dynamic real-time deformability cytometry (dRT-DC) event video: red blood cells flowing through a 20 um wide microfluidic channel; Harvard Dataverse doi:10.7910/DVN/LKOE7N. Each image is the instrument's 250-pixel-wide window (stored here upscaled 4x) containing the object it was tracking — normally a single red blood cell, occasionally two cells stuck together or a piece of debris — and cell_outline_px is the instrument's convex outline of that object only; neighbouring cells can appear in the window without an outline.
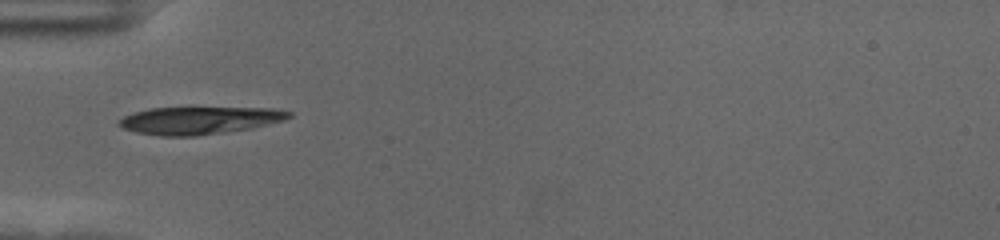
{"species": "human", "species_latin": "Homo sapiens", "temperature_condition": "cold", "stored_images_in_passage": 39, "camera_frame_rate_fps": 3000, "um_per_image_px": 0.085, "donor": {"sex": "female"}, "frame": {"image": 1, "passage_image": 1, "time_ms": 0.0, "image_size_px": [1000, 240], "cell_outline_px": [[292, 116], [284, 120], [252, 128], [196, 136], [160, 136], [136, 132], [124, 128], [116, 124], [124, 116], [132, 112], [148, 108], [272, 108], [292, 112]], "centroid_in_image_um": [16.93, 10.23], "position_along_channel_um": 68.1, "area_um2": 27.17}}
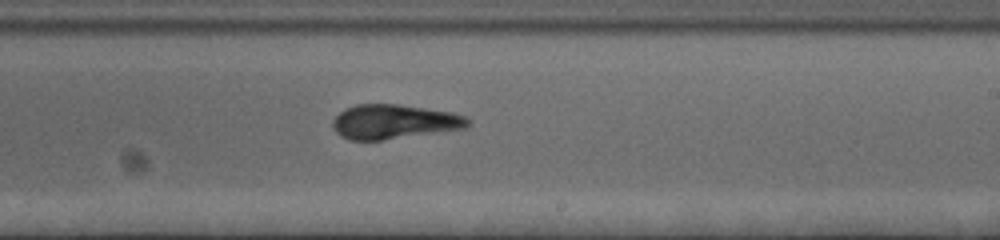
{"frame": {"image": 2, "passage_image": 17, "time_ms": 5.333, "image_size_px": [1000, 240], "cell_outline_px": [[472, 124], [468, 128], [380, 140], [348, 140], [340, 136], [336, 132], [332, 124], [332, 120], [344, 108], [356, 104], [400, 104], [452, 112], [464, 116], [472, 120]], "centroid_in_image_um": [33.51, 10.34], "position_along_channel_um": 255.5, "area_um2": 27.34}}
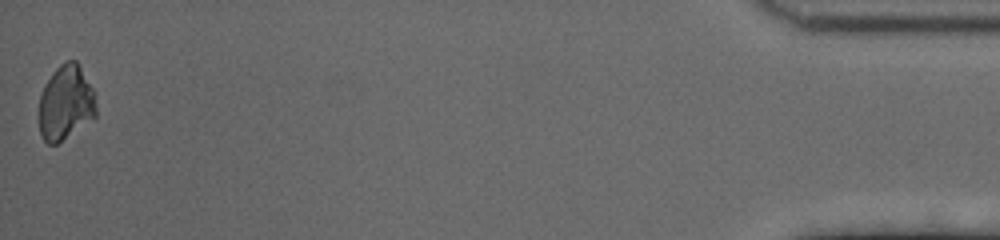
{"frame": {"image": 3, "passage_image": 39, "time_ms": 12.667, "image_size_px": [1000, 240], "cell_outline_px": [[96, 116], [56, 144], [48, 144], [44, 140], [40, 132], [40, 92], [44, 84], [52, 72], [64, 60], [76, 60], [96, 92]], "centroid_in_image_um": [5.6, 8.69], "position_along_channel_um": 429.6, "area_um2": 24.97}, "authors_computed_cell_mechanics": {"area_um2": 27.2238, "velocity_mm_per_s": 3.5414, "shape_relaxation_time_tau1_ms": 5.1313, "shape_relaxation_time_tau2_ms": 1.6443, "deformation_change_tau1": 0.197, "deformation_change_tau2": 0.0575}}